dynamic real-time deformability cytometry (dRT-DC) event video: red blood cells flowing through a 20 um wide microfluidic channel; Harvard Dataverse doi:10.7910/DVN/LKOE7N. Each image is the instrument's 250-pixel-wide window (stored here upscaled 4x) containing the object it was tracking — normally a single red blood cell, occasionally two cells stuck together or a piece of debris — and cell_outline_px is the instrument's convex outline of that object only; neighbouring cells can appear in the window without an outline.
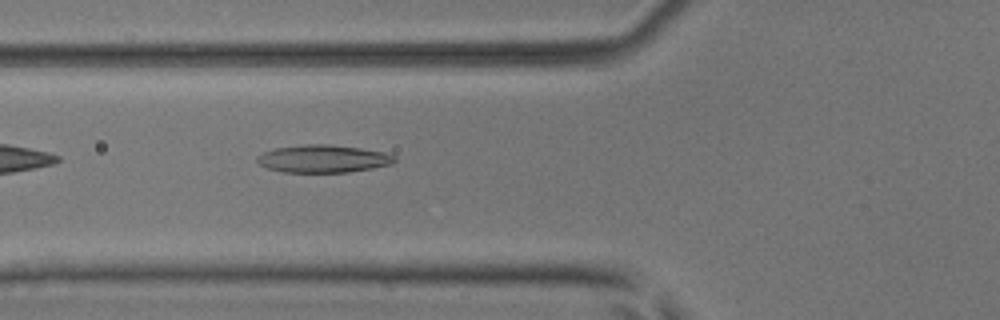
{"species": "common noctule bat (a hibernating species)", "species_latin": "Nyctalus noctula", "temperature_condition": "room temperature", "stored_images_in_passage": 5, "camera_frame_rate_fps": 3000, "um_per_image_px": 0.085, "animal": {"sex": "male", "body_mass_g": 17.9, "forearm_length_mm": 54.2}, "frame": {"image": 1, "passage_image": 5, "time_ms": 1.333, "image_size_px": [1000, 320], "cell_outline_px": [[396, 160], [392, 164], [372, 168], [348, 172], [284, 172], [268, 168], [260, 164], [256, 160], [256, 156], [264, 152], [276, 148], [304, 144], [328, 144], [360, 148], [384, 152], [396, 156]], "centroid_in_image_um": [27.48, 13.49], "position_along_channel_um": 98.3, "area_um2": 22.08}}